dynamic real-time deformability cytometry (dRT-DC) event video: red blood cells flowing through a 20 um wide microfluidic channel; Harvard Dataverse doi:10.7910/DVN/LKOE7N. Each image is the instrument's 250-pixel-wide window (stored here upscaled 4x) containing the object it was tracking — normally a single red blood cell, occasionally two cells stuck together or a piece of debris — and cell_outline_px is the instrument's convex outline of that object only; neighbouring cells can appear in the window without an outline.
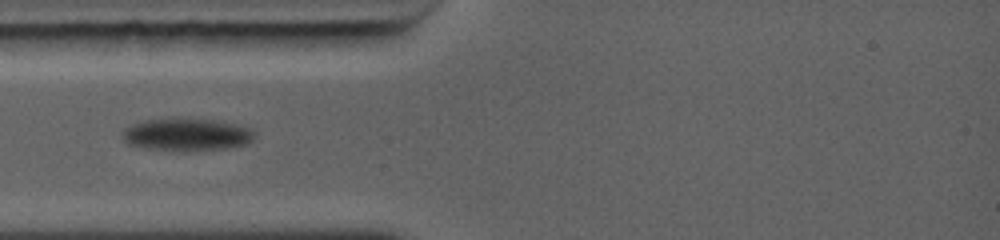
{"species": "common noctule bat (a hibernating species)", "species_latin": "Nyctalus noctula", "temperature_condition": "warm", "stored_images_in_passage": 10, "camera_frame_rate_fps": 5000, "um_per_image_px": 0.085, "animal": {"sex": "female", "body_mass_g": 19.0, "forearm_length_mm": 56.7}, "frame": {"image": 1, "passage_image": 2, "time_ms": 0.8, "image_size_px": [1000, 240], "cell_outline_px": [[256, 136], [252, 140], [244, 144], [224, 148], [180, 152], [148, 148], [128, 144], [120, 136], [120, 132], [124, 128], [132, 124], [144, 120], [176, 116], [216, 120], [236, 124], [252, 128], [256, 132]], "centroid_in_image_um": [15.83, 11.41], "position_along_channel_um": 69.2, "area_um2": 25.89}}
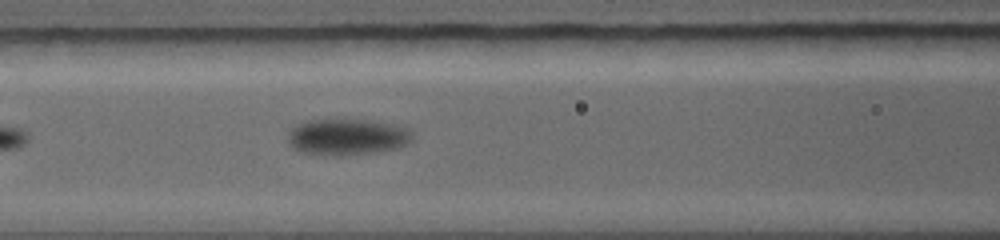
{"frame": {"image": 2, "passage_image": 4, "time_ms": 2.4, "image_size_px": [1000, 240], "cell_outline_px": [[412, 136], [408, 144], [396, 148], [376, 152], [300, 152], [292, 148], [288, 144], [288, 132], [296, 124], [308, 120], [332, 116], [364, 120], [392, 124], [408, 128]], "centroid_in_image_um": [29.46, 11.54], "position_along_channel_um": 137.1, "area_um2": 25.95}}
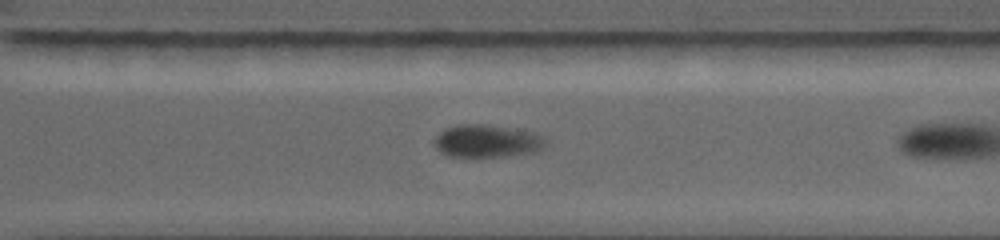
{"frame": {"image": 3, "passage_image": 9, "time_ms": 6.0, "image_size_px": [1000, 240], "cell_outline_px": [[548, 144], [532, 152], [504, 156], [444, 156], [436, 148], [436, 136], [440, 132], [448, 128], [460, 124], [484, 124], [532, 132], [540, 136]], "centroid_in_image_um": [41.35, 11.99], "position_along_channel_um": 329.2, "area_um2": 20.63}}